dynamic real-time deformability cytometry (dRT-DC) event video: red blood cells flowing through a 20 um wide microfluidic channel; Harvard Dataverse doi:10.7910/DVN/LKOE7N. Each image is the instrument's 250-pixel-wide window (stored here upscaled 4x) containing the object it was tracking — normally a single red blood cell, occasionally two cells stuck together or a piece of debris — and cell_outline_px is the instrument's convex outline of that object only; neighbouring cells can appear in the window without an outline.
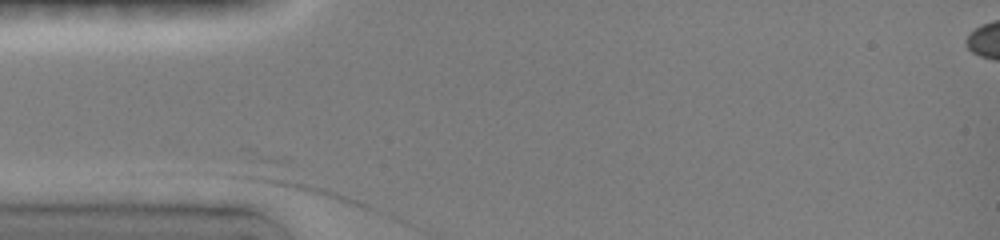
{"species": "common noctule bat (a hibernating species)", "species_latin": "Nyctalus noctula", "temperature_condition": "room temperature", "stored_images_in_passage": 3, "camera_frame_rate_fps": 3000, "um_per_image_px": 0.085, "animal": {"sex": "female", "body_mass_g": 19.0, "forearm_length_mm": 51.5}, "frame": {"image": 1, "passage_image": 2, "time_ms": 0.333, "image_size_px": [1000, 240], "cell_outline_px": [[372, 208], [364, 208], [204, 176], [196, 172], [204, 168], [284, 156], [288, 156]], "centroid_in_image_um": [24.02, 15.23], "position_along_channel_um": 61.0, "area_um2": 25.61}}